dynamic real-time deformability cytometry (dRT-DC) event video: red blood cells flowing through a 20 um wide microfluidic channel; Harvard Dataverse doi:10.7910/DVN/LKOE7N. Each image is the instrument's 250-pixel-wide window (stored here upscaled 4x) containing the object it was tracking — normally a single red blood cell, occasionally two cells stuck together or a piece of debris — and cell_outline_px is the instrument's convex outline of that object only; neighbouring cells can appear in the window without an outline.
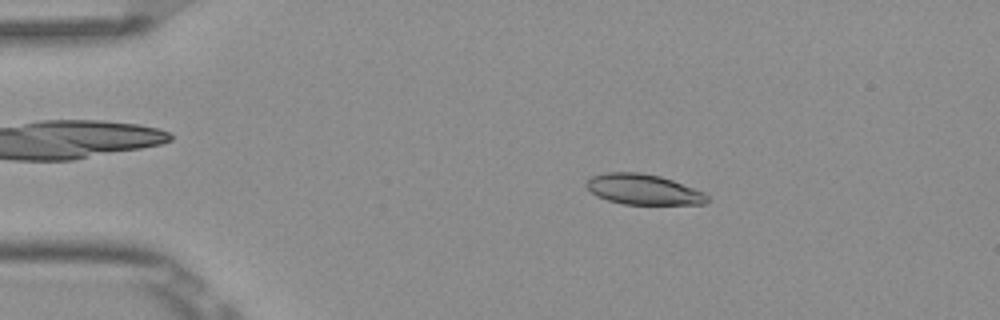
{"species": "Egyptian fruit bat (a non-hibernating species)", "species_latin": "Rousettus aegyptiacus", "temperature_condition": "room temperature", "stored_images_in_passage": 9, "camera_frame_rate_fps": 3000, "um_per_image_px": 0.085, "frame": {"image": 1, "passage_image": 1, "time_ms": 0.0, "image_size_px": [1000, 320], "cell_outline_px": [[712, 200], [704, 204], [624, 204], [608, 200], [596, 196], [584, 184], [592, 176], [604, 172], [640, 172], [660, 176], [672, 180], [704, 192]], "centroid_in_image_um": [54.69, 16.1], "position_along_channel_um": 30.3, "area_um2": 21.44}}
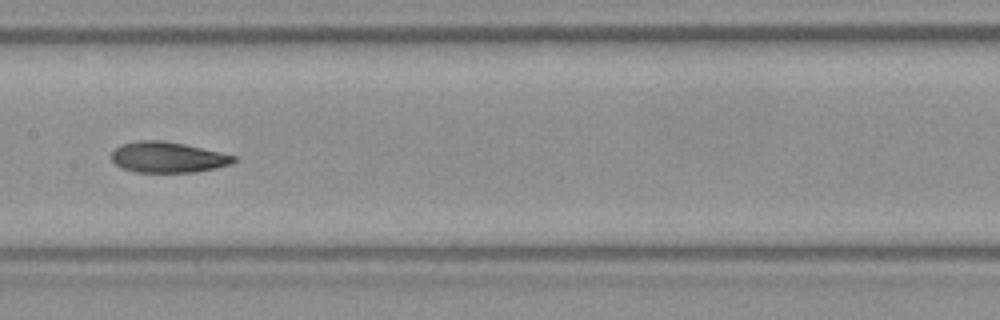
{"frame": {"image": 2, "passage_image": 6, "time_ms": 1.667, "image_size_px": [1000, 320], "cell_outline_px": [[236, 160], [232, 164], [216, 168], [196, 172], [136, 172], [124, 168], [116, 164], [112, 160], [112, 152], [120, 144], [136, 140], [164, 140], [184, 144], [220, 152], [236, 156]], "centroid_in_image_um": [14.27, 13.36], "position_along_channel_um": 193.1, "area_um2": 21.91}}
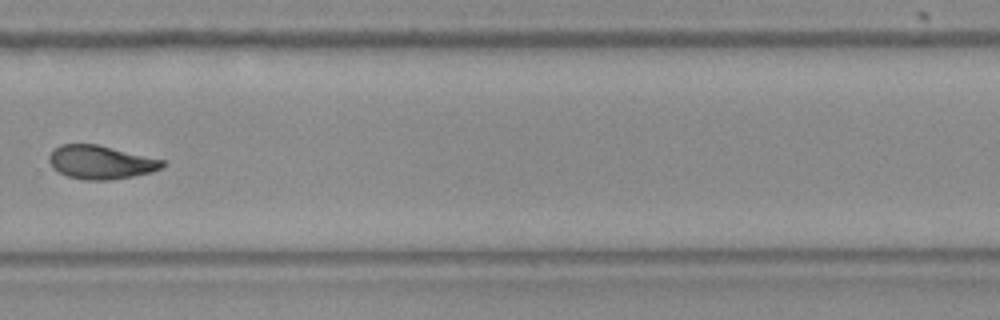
{"frame": {"image": 3, "passage_image": 9, "time_ms": 2.667, "image_size_px": [1000, 320], "cell_outline_px": [[164, 164], [160, 168], [152, 172], [112, 180], [84, 180], [68, 176], [52, 168], [48, 160], [48, 156], [60, 144], [96, 144], [164, 160]], "centroid_in_image_um": [8.53, 13.79], "position_along_channel_um": 321.3, "area_um2": 21.96}}